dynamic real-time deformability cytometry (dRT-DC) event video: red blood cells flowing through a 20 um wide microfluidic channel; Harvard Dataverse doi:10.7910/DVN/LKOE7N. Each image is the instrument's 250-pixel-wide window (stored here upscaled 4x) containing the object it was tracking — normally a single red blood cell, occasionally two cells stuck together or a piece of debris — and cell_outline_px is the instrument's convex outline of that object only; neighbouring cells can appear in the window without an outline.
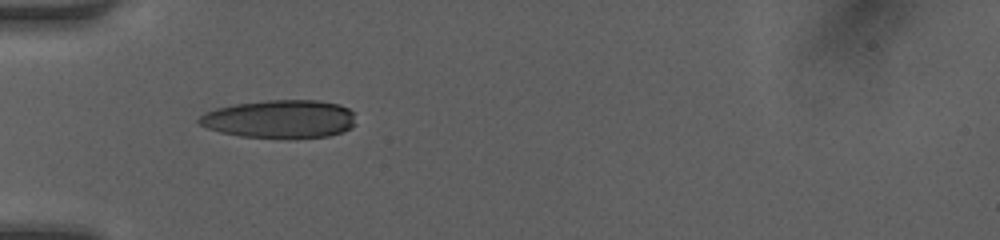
{"species": "human", "species_latin": "Homo sapiens", "temperature_condition": "room temperature", "stored_images_in_passage": 31, "camera_frame_rate_fps": 3000, "um_per_image_px": 0.085, "donor": {"sex": "female"}, "frame": {"image": 1, "passage_image": 1, "time_ms": 0.0, "image_size_px": [1000, 240], "cell_outline_px": [[356, 124], [352, 128], [344, 132], [328, 136], [240, 136], [220, 132], [208, 128], [200, 124], [196, 120], [204, 112], [216, 108], [236, 104], [268, 100], [320, 100], [340, 104], [348, 108], [352, 112]], "centroid_in_image_um": [23.81, 10.08], "position_along_channel_um": 61.2, "area_um2": 34.39}}
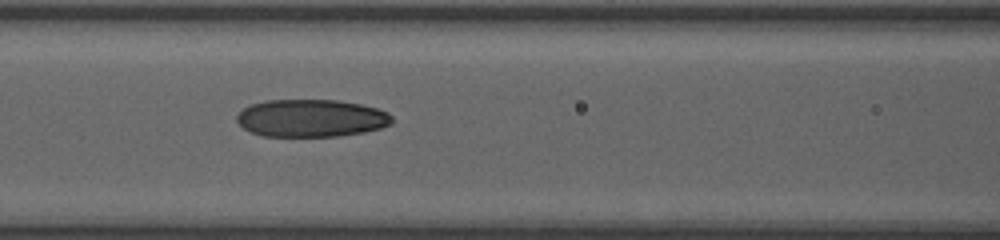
{"frame": {"image": 2, "passage_image": 7, "time_ms": 2.0, "image_size_px": [1000, 240], "cell_outline_px": [[392, 124], [380, 128], [364, 132], [336, 136], [264, 136], [252, 132], [244, 128], [236, 120], [236, 116], [244, 108], [252, 104], [264, 100], [336, 100], [360, 104], [376, 108], [388, 112], [392, 116]], "centroid_in_image_um": [26.46, 10.04], "position_along_channel_um": 140.1, "area_um2": 33.87}}
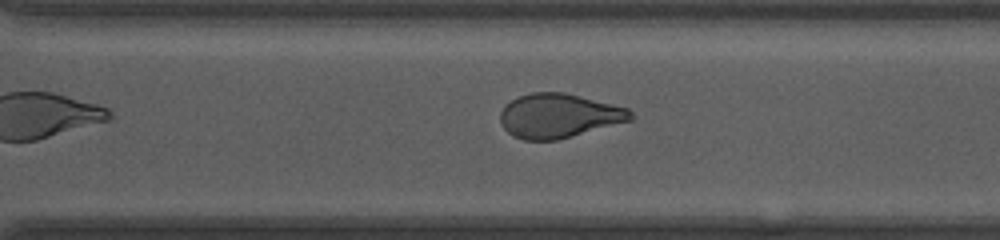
{"frame": {"image": 3, "passage_image": 20, "time_ms": 6.333, "image_size_px": [1000, 240], "cell_outline_px": [[636, 116], [632, 120], [556, 140], [524, 140], [512, 136], [504, 128], [500, 120], [500, 112], [512, 100], [520, 96], [532, 92], [564, 92], [628, 108]], "centroid_in_image_um": [47.51, 9.84], "position_along_channel_um": 323.1, "area_um2": 33.35}, "authors_computed_cell_mechanics": {"area_um2": 34.391, "velocity_mm_per_s": 4.2391, "shape_relaxation_time_tau1_ms": 8.4937, "shape_relaxation_time_tau2_ms": 1.9913, "deformation_change_tau1": 0.2422, "deformation_change_tau2": 0.0871}}